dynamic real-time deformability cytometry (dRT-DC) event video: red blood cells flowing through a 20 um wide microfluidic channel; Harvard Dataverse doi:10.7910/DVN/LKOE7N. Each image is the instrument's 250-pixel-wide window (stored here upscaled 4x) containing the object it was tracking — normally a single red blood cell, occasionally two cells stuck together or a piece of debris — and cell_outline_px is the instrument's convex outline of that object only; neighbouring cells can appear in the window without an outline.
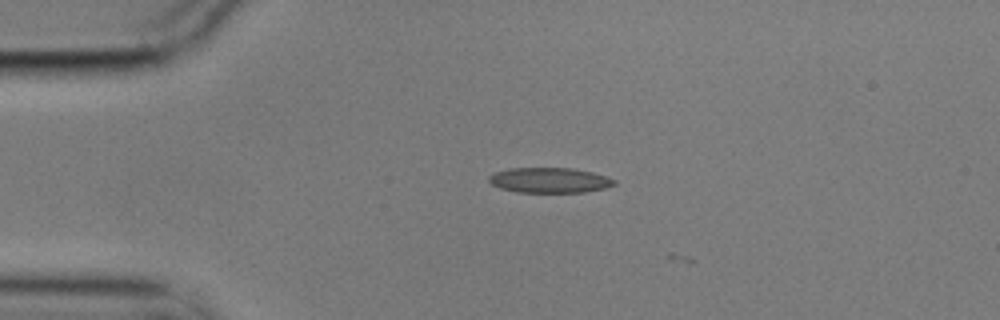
{"species": "common noctule bat (a hibernating species)", "species_latin": "Nyctalus noctula", "temperature_condition": "cold", "stored_images_in_passage": 3, "camera_frame_rate_fps": 3000, "um_per_image_px": 0.085, "animal": {"sex": "male", "body_mass_g": 17.9}, "frame": {"image": 1, "passage_image": 2, "time_ms": 0.333, "image_size_px": [1000, 320], "cell_outline_px": [[616, 184], [604, 188], [584, 192], [516, 192], [500, 188], [492, 184], [488, 180], [488, 176], [496, 172], [508, 168], [572, 168], [592, 172], [608, 176], [616, 180]], "centroid_in_image_um": [46.72, 15.31], "position_along_channel_um": 38.3, "area_um2": 18.44}}